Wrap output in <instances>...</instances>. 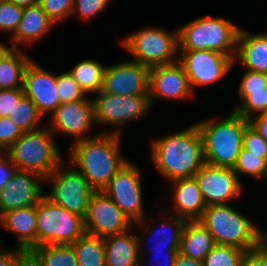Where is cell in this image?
Segmentation results:
<instances>
[{"mask_svg":"<svg viewBox=\"0 0 267 266\" xmlns=\"http://www.w3.org/2000/svg\"><path fill=\"white\" fill-rule=\"evenodd\" d=\"M22 13L23 7L8 0L0 2V30L13 35L18 28Z\"/></svg>","mask_w":267,"mask_h":266,"instance_id":"37","label":"cell"},{"mask_svg":"<svg viewBox=\"0 0 267 266\" xmlns=\"http://www.w3.org/2000/svg\"><path fill=\"white\" fill-rule=\"evenodd\" d=\"M240 266H267V242L263 240L257 247L244 250Z\"/></svg>","mask_w":267,"mask_h":266,"instance_id":"42","label":"cell"},{"mask_svg":"<svg viewBox=\"0 0 267 266\" xmlns=\"http://www.w3.org/2000/svg\"><path fill=\"white\" fill-rule=\"evenodd\" d=\"M198 221L208 229L217 245L249 250L264 240L263 230L229 204L207 205Z\"/></svg>","mask_w":267,"mask_h":266,"instance_id":"4","label":"cell"},{"mask_svg":"<svg viewBox=\"0 0 267 266\" xmlns=\"http://www.w3.org/2000/svg\"><path fill=\"white\" fill-rule=\"evenodd\" d=\"M72 246L78 266H106L103 238L84 233Z\"/></svg>","mask_w":267,"mask_h":266,"instance_id":"29","label":"cell"},{"mask_svg":"<svg viewBox=\"0 0 267 266\" xmlns=\"http://www.w3.org/2000/svg\"><path fill=\"white\" fill-rule=\"evenodd\" d=\"M14 266H44L40 256L32 249L16 247V259Z\"/></svg>","mask_w":267,"mask_h":266,"instance_id":"44","label":"cell"},{"mask_svg":"<svg viewBox=\"0 0 267 266\" xmlns=\"http://www.w3.org/2000/svg\"><path fill=\"white\" fill-rule=\"evenodd\" d=\"M50 117L52 127L49 129L55 135L60 132L74 136V143L95 137L86 135L91 126L96 125L93 100L88 97L61 103Z\"/></svg>","mask_w":267,"mask_h":266,"instance_id":"16","label":"cell"},{"mask_svg":"<svg viewBox=\"0 0 267 266\" xmlns=\"http://www.w3.org/2000/svg\"><path fill=\"white\" fill-rule=\"evenodd\" d=\"M177 30L180 51L213 50L234 60L240 26L233 24L229 19L202 16Z\"/></svg>","mask_w":267,"mask_h":266,"instance_id":"6","label":"cell"},{"mask_svg":"<svg viewBox=\"0 0 267 266\" xmlns=\"http://www.w3.org/2000/svg\"><path fill=\"white\" fill-rule=\"evenodd\" d=\"M33 250L40 256L44 266H78L72 244L39 245Z\"/></svg>","mask_w":267,"mask_h":266,"instance_id":"30","label":"cell"},{"mask_svg":"<svg viewBox=\"0 0 267 266\" xmlns=\"http://www.w3.org/2000/svg\"><path fill=\"white\" fill-rule=\"evenodd\" d=\"M155 168L169 181L194 177L205 164L203 140L195 124L151 142Z\"/></svg>","mask_w":267,"mask_h":266,"instance_id":"2","label":"cell"},{"mask_svg":"<svg viewBox=\"0 0 267 266\" xmlns=\"http://www.w3.org/2000/svg\"><path fill=\"white\" fill-rule=\"evenodd\" d=\"M265 164H266V180H267V155H266V158H265Z\"/></svg>","mask_w":267,"mask_h":266,"instance_id":"53","label":"cell"},{"mask_svg":"<svg viewBox=\"0 0 267 266\" xmlns=\"http://www.w3.org/2000/svg\"><path fill=\"white\" fill-rule=\"evenodd\" d=\"M178 251L179 250H171L169 252H163V253L162 252H159V253H161L163 255V257H162V259H163L162 263L164 264V266H173L174 265V261H175L176 255L178 254Z\"/></svg>","mask_w":267,"mask_h":266,"instance_id":"49","label":"cell"},{"mask_svg":"<svg viewBox=\"0 0 267 266\" xmlns=\"http://www.w3.org/2000/svg\"><path fill=\"white\" fill-rule=\"evenodd\" d=\"M37 246L73 244L85 233L84 218L44 196L36 204Z\"/></svg>","mask_w":267,"mask_h":266,"instance_id":"8","label":"cell"},{"mask_svg":"<svg viewBox=\"0 0 267 266\" xmlns=\"http://www.w3.org/2000/svg\"><path fill=\"white\" fill-rule=\"evenodd\" d=\"M85 233L106 238L134 228L133 223L103 191H94L84 217Z\"/></svg>","mask_w":267,"mask_h":266,"instance_id":"13","label":"cell"},{"mask_svg":"<svg viewBox=\"0 0 267 266\" xmlns=\"http://www.w3.org/2000/svg\"><path fill=\"white\" fill-rule=\"evenodd\" d=\"M249 124L267 141V111L252 117Z\"/></svg>","mask_w":267,"mask_h":266,"instance_id":"46","label":"cell"},{"mask_svg":"<svg viewBox=\"0 0 267 266\" xmlns=\"http://www.w3.org/2000/svg\"><path fill=\"white\" fill-rule=\"evenodd\" d=\"M110 0H74L72 16L79 15L84 20H90L104 11Z\"/></svg>","mask_w":267,"mask_h":266,"instance_id":"39","label":"cell"},{"mask_svg":"<svg viewBox=\"0 0 267 266\" xmlns=\"http://www.w3.org/2000/svg\"><path fill=\"white\" fill-rule=\"evenodd\" d=\"M247 70L267 73V33L253 34L240 27L234 61Z\"/></svg>","mask_w":267,"mask_h":266,"instance_id":"23","label":"cell"},{"mask_svg":"<svg viewBox=\"0 0 267 266\" xmlns=\"http://www.w3.org/2000/svg\"><path fill=\"white\" fill-rule=\"evenodd\" d=\"M6 157V150L0 147V162Z\"/></svg>","mask_w":267,"mask_h":266,"instance_id":"52","label":"cell"},{"mask_svg":"<svg viewBox=\"0 0 267 266\" xmlns=\"http://www.w3.org/2000/svg\"><path fill=\"white\" fill-rule=\"evenodd\" d=\"M31 60L24 72L23 90L43 115L52 114L61 104L57 91V75Z\"/></svg>","mask_w":267,"mask_h":266,"instance_id":"18","label":"cell"},{"mask_svg":"<svg viewBox=\"0 0 267 266\" xmlns=\"http://www.w3.org/2000/svg\"><path fill=\"white\" fill-rule=\"evenodd\" d=\"M43 12L57 25L72 16L74 0H39Z\"/></svg>","mask_w":267,"mask_h":266,"instance_id":"36","label":"cell"},{"mask_svg":"<svg viewBox=\"0 0 267 266\" xmlns=\"http://www.w3.org/2000/svg\"><path fill=\"white\" fill-rule=\"evenodd\" d=\"M23 132L9 117H0V147L7 150Z\"/></svg>","mask_w":267,"mask_h":266,"instance_id":"41","label":"cell"},{"mask_svg":"<svg viewBox=\"0 0 267 266\" xmlns=\"http://www.w3.org/2000/svg\"><path fill=\"white\" fill-rule=\"evenodd\" d=\"M32 59L21 49H12L0 62V89L23 88L24 72Z\"/></svg>","mask_w":267,"mask_h":266,"instance_id":"26","label":"cell"},{"mask_svg":"<svg viewBox=\"0 0 267 266\" xmlns=\"http://www.w3.org/2000/svg\"><path fill=\"white\" fill-rule=\"evenodd\" d=\"M132 229L103 238L106 266H146L143 260L146 248L142 244L143 238L148 237L132 233Z\"/></svg>","mask_w":267,"mask_h":266,"instance_id":"20","label":"cell"},{"mask_svg":"<svg viewBox=\"0 0 267 266\" xmlns=\"http://www.w3.org/2000/svg\"><path fill=\"white\" fill-rule=\"evenodd\" d=\"M23 96V88L0 89V117H8Z\"/></svg>","mask_w":267,"mask_h":266,"instance_id":"43","label":"cell"},{"mask_svg":"<svg viewBox=\"0 0 267 266\" xmlns=\"http://www.w3.org/2000/svg\"><path fill=\"white\" fill-rule=\"evenodd\" d=\"M267 87V73L246 70L240 80V102L249 95V91L265 90Z\"/></svg>","mask_w":267,"mask_h":266,"instance_id":"38","label":"cell"},{"mask_svg":"<svg viewBox=\"0 0 267 266\" xmlns=\"http://www.w3.org/2000/svg\"><path fill=\"white\" fill-rule=\"evenodd\" d=\"M194 177L206 206L229 204V201L240 197L243 191L241 179L230 167L204 164Z\"/></svg>","mask_w":267,"mask_h":266,"instance_id":"15","label":"cell"},{"mask_svg":"<svg viewBox=\"0 0 267 266\" xmlns=\"http://www.w3.org/2000/svg\"><path fill=\"white\" fill-rule=\"evenodd\" d=\"M232 111L247 120L264 114L267 111V87L265 90L249 91V95Z\"/></svg>","mask_w":267,"mask_h":266,"instance_id":"34","label":"cell"},{"mask_svg":"<svg viewBox=\"0 0 267 266\" xmlns=\"http://www.w3.org/2000/svg\"><path fill=\"white\" fill-rule=\"evenodd\" d=\"M43 182L40 175L15 169L6 187L0 189V216L12 209L36 205L44 196Z\"/></svg>","mask_w":267,"mask_h":266,"instance_id":"19","label":"cell"},{"mask_svg":"<svg viewBox=\"0 0 267 266\" xmlns=\"http://www.w3.org/2000/svg\"><path fill=\"white\" fill-rule=\"evenodd\" d=\"M149 70L133 60L108 65L101 91L117 96H149Z\"/></svg>","mask_w":267,"mask_h":266,"instance_id":"14","label":"cell"},{"mask_svg":"<svg viewBox=\"0 0 267 266\" xmlns=\"http://www.w3.org/2000/svg\"><path fill=\"white\" fill-rule=\"evenodd\" d=\"M13 49L12 46L7 47L4 43L0 42V62L2 59Z\"/></svg>","mask_w":267,"mask_h":266,"instance_id":"51","label":"cell"},{"mask_svg":"<svg viewBox=\"0 0 267 266\" xmlns=\"http://www.w3.org/2000/svg\"><path fill=\"white\" fill-rule=\"evenodd\" d=\"M232 169L238 177L246 175L255 179H266V164L262 154L251 153L243 148Z\"/></svg>","mask_w":267,"mask_h":266,"instance_id":"32","label":"cell"},{"mask_svg":"<svg viewBox=\"0 0 267 266\" xmlns=\"http://www.w3.org/2000/svg\"><path fill=\"white\" fill-rule=\"evenodd\" d=\"M243 252L241 248L216 244L205 256L203 266H240Z\"/></svg>","mask_w":267,"mask_h":266,"instance_id":"33","label":"cell"},{"mask_svg":"<svg viewBox=\"0 0 267 266\" xmlns=\"http://www.w3.org/2000/svg\"><path fill=\"white\" fill-rule=\"evenodd\" d=\"M173 266H203V261L193 259L178 252Z\"/></svg>","mask_w":267,"mask_h":266,"instance_id":"48","label":"cell"},{"mask_svg":"<svg viewBox=\"0 0 267 266\" xmlns=\"http://www.w3.org/2000/svg\"><path fill=\"white\" fill-rule=\"evenodd\" d=\"M0 224L6 230L17 234L18 248L37 247L36 205L6 211L0 216Z\"/></svg>","mask_w":267,"mask_h":266,"instance_id":"24","label":"cell"},{"mask_svg":"<svg viewBox=\"0 0 267 266\" xmlns=\"http://www.w3.org/2000/svg\"><path fill=\"white\" fill-rule=\"evenodd\" d=\"M213 236L198 220L187 221L182 231L179 253L203 261L215 246Z\"/></svg>","mask_w":267,"mask_h":266,"instance_id":"25","label":"cell"},{"mask_svg":"<svg viewBox=\"0 0 267 266\" xmlns=\"http://www.w3.org/2000/svg\"><path fill=\"white\" fill-rule=\"evenodd\" d=\"M179 62L193 92L197 86L204 87L219 82L235 64L230 56L213 50L180 51Z\"/></svg>","mask_w":267,"mask_h":266,"instance_id":"12","label":"cell"},{"mask_svg":"<svg viewBox=\"0 0 267 266\" xmlns=\"http://www.w3.org/2000/svg\"><path fill=\"white\" fill-rule=\"evenodd\" d=\"M121 46L133 56V61L149 68L179 61V32H169L157 26L143 27L122 39Z\"/></svg>","mask_w":267,"mask_h":266,"instance_id":"7","label":"cell"},{"mask_svg":"<svg viewBox=\"0 0 267 266\" xmlns=\"http://www.w3.org/2000/svg\"><path fill=\"white\" fill-rule=\"evenodd\" d=\"M8 1L13 2L17 6H21L23 8L38 4L39 2V0H8Z\"/></svg>","mask_w":267,"mask_h":266,"instance_id":"50","label":"cell"},{"mask_svg":"<svg viewBox=\"0 0 267 266\" xmlns=\"http://www.w3.org/2000/svg\"><path fill=\"white\" fill-rule=\"evenodd\" d=\"M195 95L179 61L151 67L149 70V99L151 106L157 99H190Z\"/></svg>","mask_w":267,"mask_h":266,"instance_id":"17","label":"cell"},{"mask_svg":"<svg viewBox=\"0 0 267 266\" xmlns=\"http://www.w3.org/2000/svg\"><path fill=\"white\" fill-rule=\"evenodd\" d=\"M173 185V210L172 214L185 219L186 221L199 220L206 204L195 177L180 178L171 182Z\"/></svg>","mask_w":267,"mask_h":266,"instance_id":"21","label":"cell"},{"mask_svg":"<svg viewBox=\"0 0 267 266\" xmlns=\"http://www.w3.org/2000/svg\"><path fill=\"white\" fill-rule=\"evenodd\" d=\"M45 182H50L51 184V190L49 194L46 193L47 195L45 194V196L53 203L83 218L86 216L90 196L95 190L71 163H66L63 160L57 168L45 178Z\"/></svg>","mask_w":267,"mask_h":266,"instance_id":"9","label":"cell"},{"mask_svg":"<svg viewBox=\"0 0 267 266\" xmlns=\"http://www.w3.org/2000/svg\"><path fill=\"white\" fill-rule=\"evenodd\" d=\"M15 169L32 172L44 179L63 161L54 133L40 128L23 134L6 150Z\"/></svg>","mask_w":267,"mask_h":266,"instance_id":"5","label":"cell"},{"mask_svg":"<svg viewBox=\"0 0 267 266\" xmlns=\"http://www.w3.org/2000/svg\"><path fill=\"white\" fill-rule=\"evenodd\" d=\"M8 117L22 132H31L41 128L39 120L43 115L38 111L36 105L24 95L15 104Z\"/></svg>","mask_w":267,"mask_h":266,"instance_id":"31","label":"cell"},{"mask_svg":"<svg viewBox=\"0 0 267 266\" xmlns=\"http://www.w3.org/2000/svg\"><path fill=\"white\" fill-rule=\"evenodd\" d=\"M264 240L267 242V231L264 232Z\"/></svg>","mask_w":267,"mask_h":266,"instance_id":"54","label":"cell"},{"mask_svg":"<svg viewBox=\"0 0 267 266\" xmlns=\"http://www.w3.org/2000/svg\"><path fill=\"white\" fill-rule=\"evenodd\" d=\"M170 212L171 211H167V213H169L170 216L167 215L169 219L166 220V222L161 223L162 228L158 230L157 229L155 230V228L152 229L149 223H147L148 226L142 228L145 230L147 235L149 236L151 235L150 237L152 238L154 237L153 240L155 239L156 242V243L154 242L156 247L155 251L159 250V252L162 251L169 252L171 250H179L182 231L187 221L172 213L170 214ZM162 247L164 248L163 250L161 249Z\"/></svg>","mask_w":267,"mask_h":266,"instance_id":"27","label":"cell"},{"mask_svg":"<svg viewBox=\"0 0 267 266\" xmlns=\"http://www.w3.org/2000/svg\"><path fill=\"white\" fill-rule=\"evenodd\" d=\"M0 249V266H14L16 259V249Z\"/></svg>","mask_w":267,"mask_h":266,"instance_id":"47","label":"cell"},{"mask_svg":"<svg viewBox=\"0 0 267 266\" xmlns=\"http://www.w3.org/2000/svg\"><path fill=\"white\" fill-rule=\"evenodd\" d=\"M55 24L43 12L39 4L24 7L22 18L18 28L11 35V46L14 49H21L20 45H32L42 37L49 33Z\"/></svg>","mask_w":267,"mask_h":266,"instance_id":"22","label":"cell"},{"mask_svg":"<svg viewBox=\"0 0 267 266\" xmlns=\"http://www.w3.org/2000/svg\"><path fill=\"white\" fill-rule=\"evenodd\" d=\"M57 91L61 103L82 100L86 97L69 71L57 75Z\"/></svg>","mask_w":267,"mask_h":266,"instance_id":"35","label":"cell"},{"mask_svg":"<svg viewBox=\"0 0 267 266\" xmlns=\"http://www.w3.org/2000/svg\"><path fill=\"white\" fill-rule=\"evenodd\" d=\"M93 98L95 123L119 128L129 121L141 119L151 110L149 96H117L102 91ZM119 126V127H118Z\"/></svg>","mask_w":267,"mask_h":266,"instance_id":"11","label":"cell"},{"mask_svg":"<svg viewBox=\"0 0 267 266\" xmlns=\"http://www.w3.org/2000/svg\"><path fill=\"white\" fill-rule=\"evenodd\" d=\"M243 149L255 153L262 154V158L267 155V141L248 124L243 132Z\"/></svg>","mask_w":267,"mask_h":266,"instance_id":"40","label":"cell"},{"mask_svg":"<svg viewBox=\"0 0 267 266\" xmlns=\"http://www.w3.org/2000/svg\"><path fill=\"white\" fill-rule=\"evenodd\" d=\"M14 171L15 166L7 157H5L0 162V189L6 187V184L11 178Z\"/></svg>","mask_w":267,"mask_h":266,"instance_id":"45","label":"cell"},{"mask_svg":"<svg viewBox=\"0 0 267 266\" xmlns=\"http://www.w3.org/2000/svg\"><path fill=\"white\" fill-rule=\"evenodd\" d=\"M105 68L106 66L97 60L85 59L78 62L69 73L85 94H95L102 89Z\"/></svg>","mask_w":267,"mask_h":266,"instance_id":"28","label":"cell"},{"mask_svg":"<svg viewBox=\"0 0 267 266\" xmlns=\"http://www.w3.org/2000/svg\"><path fill=\"white\" fill-rule=\"evenodd\" d=\"M120 128L72 143L69 161L95 191H102L115 174L129 161L121 155Z\"/></svg>","mask_w":267,"mask_h":266,"instance_id":"1","label":"cell"},{"mask_svg":"<svg viewBox=\"0 0 267 266\" xmlns=\"http://www.w3.org/2000/svg\"><path fill=\"white\" fill-rule=\"evenodd\" d=\"M248 124L249 120L233 111L220 121L213 117L196 122L203 140L205 164L233 168L243 148V132Z\"/></svg>","mask_w":267,"mask_h":266,"instance_id":"3","label":"cell"},{"mask_svg":"<svg viewBox=\"0 0 267 266\" xmlns=\"http://www.w3.org/2000/svg\"><path fill=\"white\" fill-rule=\"evenodd\" d=\"M140 170L130 160L115 174L103 188V192L111 198L118 208L135 225L146 224Z\"/></svg>","mask_w":267,"mask_h":266,"instance_id":"10","label":"cell"}]
</instances>
